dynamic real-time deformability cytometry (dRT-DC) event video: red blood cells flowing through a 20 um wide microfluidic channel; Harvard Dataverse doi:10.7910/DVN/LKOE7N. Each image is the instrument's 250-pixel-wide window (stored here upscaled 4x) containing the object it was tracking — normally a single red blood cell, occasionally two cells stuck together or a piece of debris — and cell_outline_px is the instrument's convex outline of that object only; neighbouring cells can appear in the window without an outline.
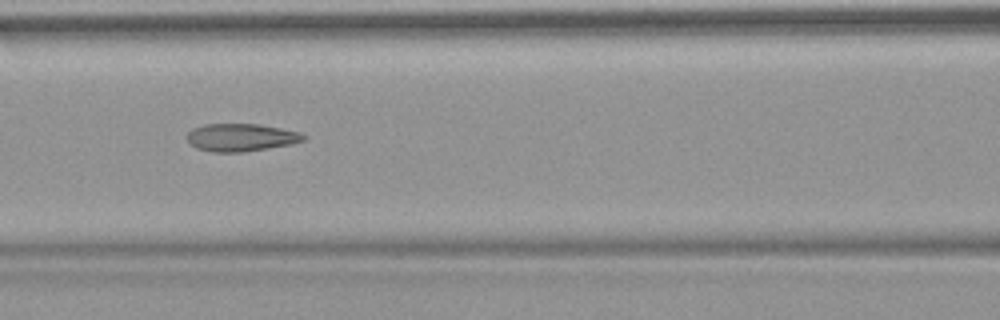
{"species": "common noctule bat (a hibernating species)", "species_latin": "Nyctalus noctula", "temperature_condition": "warm", "stored_images_in_passage": 53, "camera_frame_rate_fps": 3000, "um_per_image_px": 0.085, "animal": {"sex": "female", "body_mass_g": 18.4}, "frame": {"image": 1, "passage_image": 23, "time_ms": 7.333, "image_size_px": [1000, 320], "cell_outline_px": [[308, 136], [304, 140], [292, 144], [244, 152], [212, 152], [196, 148], [188, 144], [188, 132], [192, 128], [204, 124], [260, 124], [300, 132]], "centroid_in_image_um": [20.48, 11.68], "position_along_channel_um": 146.1, "area_um2": 18.96}, "authors_computed_cell_mechanics": {"area_um2": 20.0566, "velocity_mm_per_s": 3.8372, "shape_relaxation_time_tau1_ms": null, "shape_relaxation_time_tau2_ms": 2.3444, "deformation_change_tau1": null, "deformation_change_tau2": 0.1029}}